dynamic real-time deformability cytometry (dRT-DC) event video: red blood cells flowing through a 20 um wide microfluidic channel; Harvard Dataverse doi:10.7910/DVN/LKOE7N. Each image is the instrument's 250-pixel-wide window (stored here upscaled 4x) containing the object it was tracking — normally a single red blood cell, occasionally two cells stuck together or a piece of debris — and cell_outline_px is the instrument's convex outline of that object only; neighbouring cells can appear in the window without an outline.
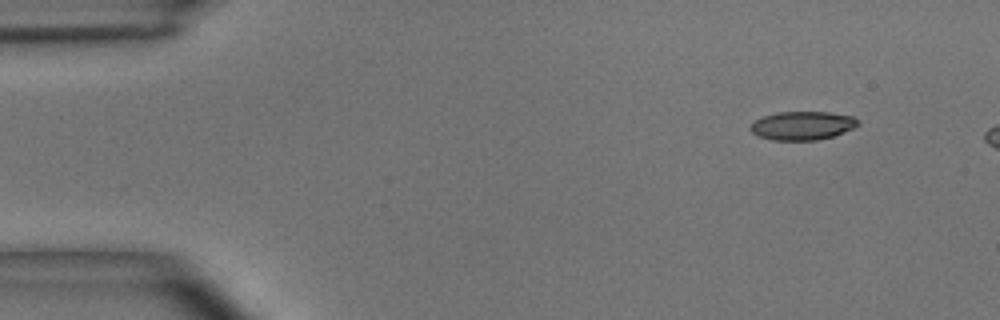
{"species": "common noctule bat (a hibernating species)", "species_latin": "Nyctalus noctula", "temperature_condition": "room temperature", "stored_images_in_passage": 5, "camera_frame_rate_fps": 3000, "um_per_image_px": 0.085, "animal": {"sex": "male", "body_mass_g": 15.6}, "frame": {"image": 1, "passage_image": 1, "time_ms": 0.0, "image_size_px": [1000, 320], "cell_outline_px": [[860, 124], [852, 128], [832, 136], [816, 140], [772, 140], [760, 136], [752, 132], [748, 128], [756, 120], [764, 116], [776, 112], [828, 112], [852, 116], [860, 120]], "centroid_in_image_um": [68.21, 10.67], "position_along_channel_um": 16.8, "area_um2": 17.74}}